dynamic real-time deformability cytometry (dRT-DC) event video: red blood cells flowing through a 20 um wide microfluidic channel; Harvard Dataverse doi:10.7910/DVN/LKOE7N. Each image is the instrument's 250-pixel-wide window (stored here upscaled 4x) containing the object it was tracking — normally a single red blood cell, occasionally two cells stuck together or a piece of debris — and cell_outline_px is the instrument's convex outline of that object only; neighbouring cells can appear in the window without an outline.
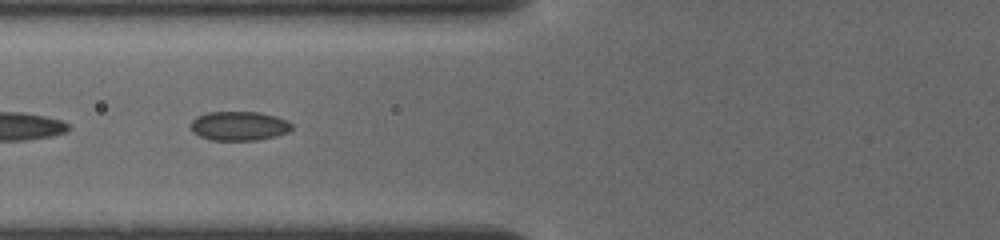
{"species": "common noctule bat (a hibernating species)", "species_latin": "Nyctalus noctula", "temperature_condition": "cold", "stored_images_in_passage": 27, "camera_frame_rate_fps": 3000, "um_per_image_px": 0.085, "animal": {"sex": "female", "body_mass_g": 19.5, "forearm_length_mm": 54.1}, "frame": {"image": 1, "passage_image": 15, "time_ms": 7.667, "image_size_px": [1000, 240], "cell_outline_px": [[292, 128], [288, 132], [276, 136], [256, 140], [212, 140], [200, 136], [192, 132], [188, 128], [192, 120], [196, 116], [208, 112], [260, 112], [276, 116], [288, 120], [292, 124]], "centroid_in_image_um": [20.3, 10.7], "position_along_channel_um": 105.5, "area_um2": 17.4}}
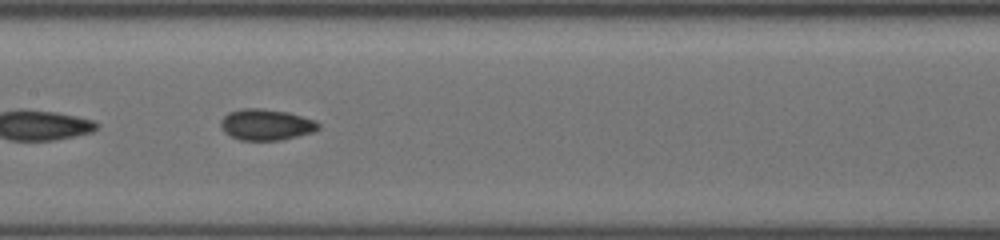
{"frame": {"image": 2, "passage_image": 18, "time_ms": 9.667, "image_size_px": [1000, 240], "cell_outline_px": [[320, 128], [312, 132], [280, 140], [240, 140], [224, 132], [220, 128], [220, 120], [228, 112], [244, 108], [264, 108], [288, 112], [316, 120], [320, 124]], "centroid_in_image_um": [22.61, 10.58], "position_along_channel_um": 184.8, "area_um2": 17.8}}
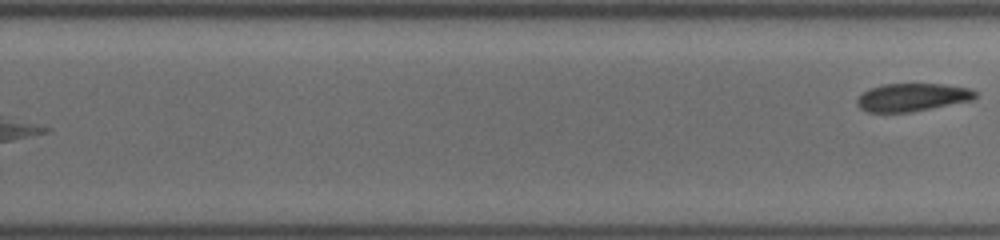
{"frame": {"image": 3, "passage_image": 27, "time_ms": 13.0, "image_size_px": [1000, 240], "cell_outline_px": [[976, 96], [972, 100], [912, 112], [868, 112], [860, 108], [856, 104], [856, 100], [868, 88], [884, 84], [944, 84], [972, 88], [976, 92]], "centroid_in_image_um": [77.54, 8.26], "position_along_channel_um": 252.3, "area_um2": 19.31}}